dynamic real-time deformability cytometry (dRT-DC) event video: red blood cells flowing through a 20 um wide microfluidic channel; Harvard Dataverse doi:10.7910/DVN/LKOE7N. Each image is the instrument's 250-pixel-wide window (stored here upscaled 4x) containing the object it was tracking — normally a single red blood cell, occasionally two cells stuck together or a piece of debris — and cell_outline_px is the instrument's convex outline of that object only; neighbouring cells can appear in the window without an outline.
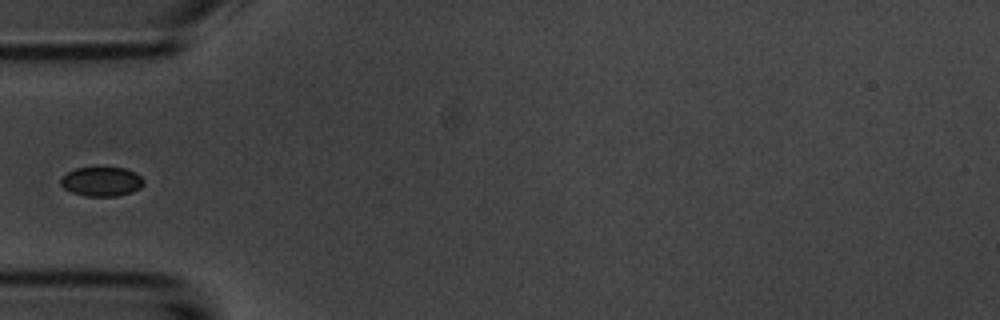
{"species": "common noctule bat (a hibernating species)", "species_latin": "Nyctalus noctula", "temperature_condition": "room temperature", "stored_images_in_passage": 7, "camera_frame_rate_fps": 3000, "um_per_image_px": 0.085, "animal": {"sex": "male", "body_mass_g": 20.1, "forearm_length_mm": 53.5}, "frame": {"image": 1, "passage_image": 4, "time_ms": 4.333, "image_size_px": [1000, 320], "cell_outline_px": [[144, 184], [140, 188], [132, 192], [116, 196], [88, 196], [72, 192], [64, 188], [60, 184], [60, 176], [76, 168], [124, 168], [136, 172], [144, 180]], "centroid_in_image_um": [8.63, 15.43], "position_along_channel_um": 76.4, "area_um2": 14.16}}
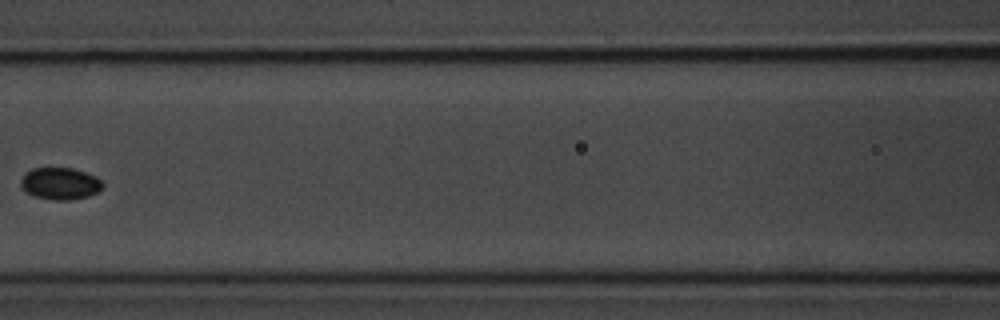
{"frame": {"image": 2, "passage_image": 6, "time_ms": 6.667, "image_size_px": [1000, 320], "cell_outline_px": [[104, 188], [88, 196], [72, 200], [52, 200], [36, 196], [28, 192], [20, 184], [20, 180], [24, 172], [32, 168], [72, 168], [96, 176], [104, 184]], "centroid_in_image_um": [5.12, 15.59], "position_along_channel_um": 161.5, "area_um2": 15.26}}
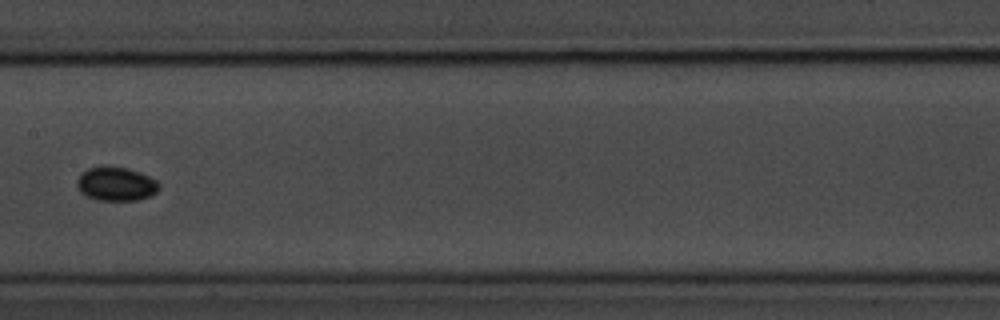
{"frame": {"image": 3, "passage_image": 7, "time_ms": 7.667, "image_size_px": [1000, 320], "cell_outline_px": [[160, 188], [152, 196], [136, 200], [96, 200], [84, 196], [76, 188], [76, 180], [88, 168], [128, 168], [140, 172], [156, 180], [160, 184]], "centroid_in_image_um": [9.87, 15.67], "position_along_channel_um": 197.5, "area_um2": 16.07}}